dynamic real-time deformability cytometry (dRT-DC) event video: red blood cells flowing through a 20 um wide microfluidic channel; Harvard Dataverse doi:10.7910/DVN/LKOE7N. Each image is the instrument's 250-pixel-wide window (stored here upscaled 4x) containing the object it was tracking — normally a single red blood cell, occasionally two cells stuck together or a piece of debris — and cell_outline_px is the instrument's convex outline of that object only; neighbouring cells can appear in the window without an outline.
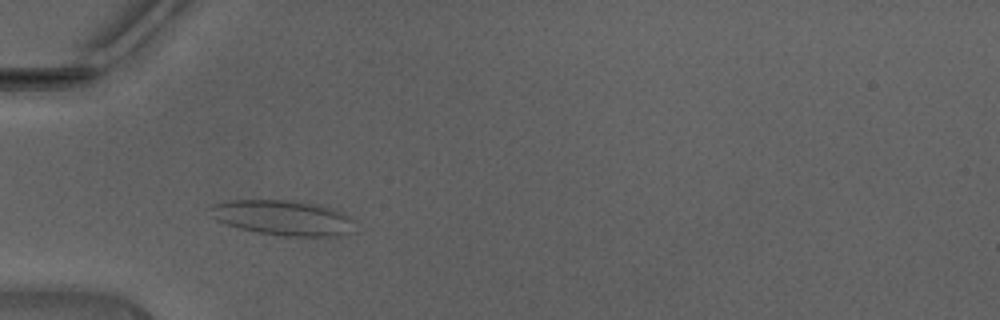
{"species": "Egyptian fruit bat (a non-hibernating species)", "species_latin": "Rousettus aegyptiacus", "temperature_condition": "warm", "stored_images_in_passage": 34, "camera_frame_rate_fps": 3000, "um_per_image_px": 0.085, "animal": {"sex": "male"}, "frame": {"image": 1, "passage_image": 2, "time_ms": 0.333, "image_size_px": [1000, 320], "cell_outline_px": [[356, 232], [348, 236], [332, 240], [328, 240], [284, 236], [256, 232], [240, 228], [216, 220], [208, 216], [204, 212], [204, 208], [208, 204], [228, 200], [252, 196], [296, 200], [320, 204], [336, 208], [344, 212], [352, 220]], "centroid_in_image_um": [24.06, 18.49], "position_along_channel_um": 60.9, "area_um2": 32.77}}
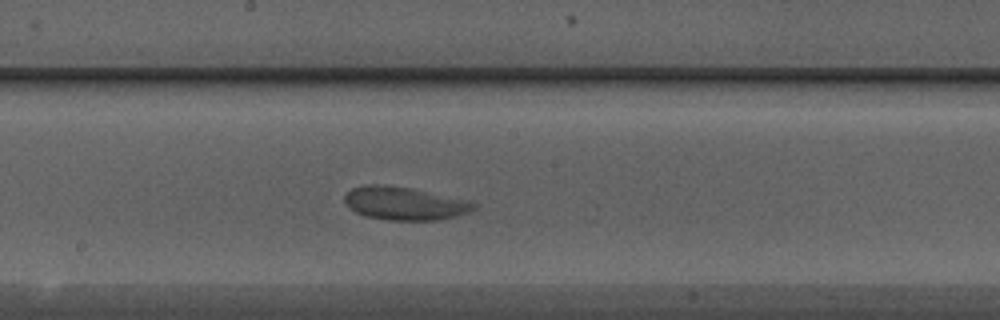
{"frame": {"image": 2, "passage_image": 13, "time_ms": 4.0, "image_size_px": [1000, 320], "cell_outline_px": [[480, 204], [476, 208], [468, 212], [456, 216], [440, 220], [388, 220], [364, 216], [348, 208], [344, 200], [344, 196], [352, 188], [364, 184], [376, 184], [412, 188], [468, 200]], "centroid_in_image_um": [34.39, 17.29], "position_along_channel_um": 213.8, "area_um2": 25.14}}
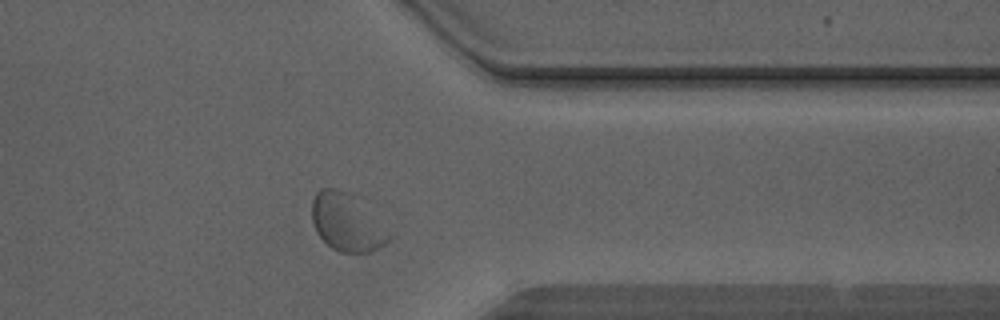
{"frame": {"image": 3, "passage_image": 25, "time_ms": 8.0, "image_size_px": [1000, 320], "cell_outline_px": [[388, 240], [384, 244], [368, 252], [340, 252], [332, 248], [316, 232], [312, 224], [312, 200], [316, 192], [320, 188], [336, 188], [352, 192], [388, 236]], "centroid_in_image_um": [29.35, 18.87], "position_along_channel_um": 382.0, "area_um2": 24.91}}